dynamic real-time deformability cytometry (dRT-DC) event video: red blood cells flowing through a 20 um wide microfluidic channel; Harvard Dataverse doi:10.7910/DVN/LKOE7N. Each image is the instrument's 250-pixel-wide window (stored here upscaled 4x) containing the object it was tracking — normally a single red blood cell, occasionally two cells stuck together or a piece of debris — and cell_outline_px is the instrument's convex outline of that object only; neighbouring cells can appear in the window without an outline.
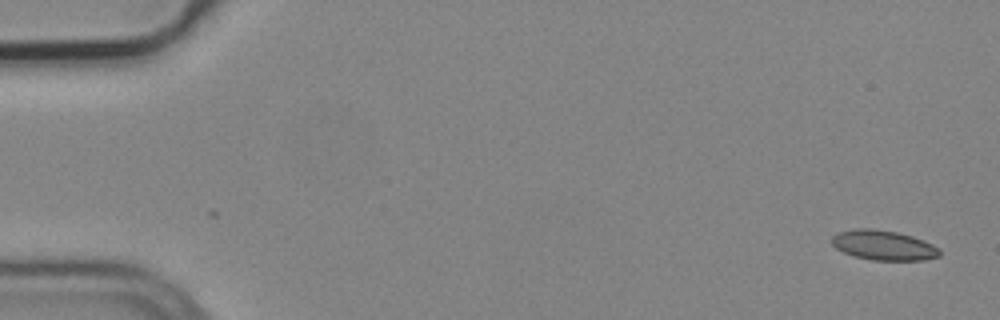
{"species": "common noctule bat (a hibernating species)", "species_latin": "Nyctalus noctula", "temperature_condition": "cold", "stored_images_in_passage": 2, "camera_frame_rate_fps": 3000, "um_per_image_px": 0.085, "animal": {"sex": "male", "body_mass_g": 19.2, "forearm_length_mm": 51.8}, "frame": {"image": 1, "passage_image": 2, "time_ms": 0.333, "image_size_px": [1000, 320], "cell_outline_px": [[940, 256], [924, 260], [872, 260], [856, 256], [844, 252], [836, 248], [832, 244], [832, 236], [836, 232], [852, 228], [872, 228], [896, 232], [912, 236], [932, 244], [940, 248]], "centroid_in_image_um": [75.09, 20.83], "position_along_channel_um": 9.9, "area_um2": 18.79}}